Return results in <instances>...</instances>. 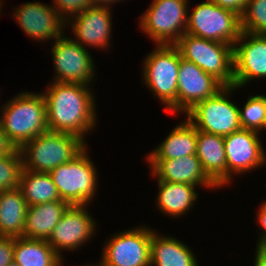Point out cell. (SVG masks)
<instances>
[{
  "label": "cell",
  "mask_w": 266,
  "mask_h": 266,
  "mask_svg": "<svg viewBox=\"0 0 266 266\" xmlns=\"http://www.w3.org/2000/svg\"><path fill=\"white\" fill-rule=\"evenodd\" d=\"M48 84L42 94L49 131L75 135L86 142V135L97 128L98 118L91 85L54 81Z\"/></svg>",
  "instance_id": "obj_1"
},
{
  "label": "cell",
  "mask_w": 266,
  "mask_h": 266,
  "mask_svg": "<svg viewBox=\"0 0 266 266\" xmlns=\"http://www.w3.org/2000/svg\"><path fill=\"white\" fill-rule=\"evenodd\" d=\"M1 108L0 125L17 148L49 131L42 92H20Z\"/></svg>",
  "instance_id": "obj_2"
},
{
  "label": "cell",
  "mask_w": 266,
  "mask_h": 266,
  "mask_svg": "<svg viewBox=\"0 0 266 266\" xmlns=\"http://www.w3.org/2000/svg\"><path fill=\"white\" fill-rule=\"evenodd\" d=\"M87 144L75 135L47 131L20 148L23 169L49 173L78 155Z\"/></svg>",
  "instance_id": "obj_3"
},
{
  "label": "cell",
  "mask_w": 266,
  "mask_h": 266,
  "mask_svg": "<svg viewBox=\"0 0 266 266\" xmlns=\"http://www.w3.org/2000/svg\"><path fill=\"white\" fill-rule=\"evenodd\" d=\"M143 61V83L165 105L166 112L176 115L179 50L175 45H156Z\"/></svg>",
  "instance_id": "obj_4"
},
{
  "label": "cell",
  "mask_w": 266,
  "mask_h": 266,
  "mask_svg": "<svg viewBox=\"0 0 266 266\" xmlns=\"http://www.w3.org/2000/svg\"><path fill=\"white\" fill-rule=\"evenodd\" d=\"M87 149L49 172L60 199L69 205L88 206L96 197L98 173Z\"/></svg>",
  "instance_id": "obj_5"
},
{
  "label": "cell",
  "mask_w": 266,
  "mask_h": 266,
  "mask_svg": "<svg viewBox=\"0 0 266 266\" xmlns=\"http://www.w3.org/2000/svg\"><path fill=\"white\" fill-rule=\"evenodd\" d=\"M181 58L193 62L223 86L234 85L233 45L185 33L174 44Z\"/></svg>",
  "instance_id": "obj_6"
},
{
  "label": "cell",
  "mask_w": 266,
  "mask_h": 266,
  "mask_svg": "<svg viewBox=\"0 0 266 266\" xmlns=\"http://www.w3.org/2000/svg\"><path fill=\"white\" fill-rule=\"evenodd\" d=\"M188 0H154L140 15L139 29L155 45H174L186 33Z\"/></svg>",
  "instance_id": "obj_7"
},
{
  "label": "cell",
  "mask_w": 266,
  "mask_h": 266,
  "mask_svg": "<svg viewBox=\"0 0 266 266\" xmlns=\"http://www.w3.org/2000/svg\"><path fill=\"white\" fill-rule=\"evenodd\" d=\"M236 86H224L215 95L197 103L186 113L187 119L199 131L226 136L242 129L239 107L231 101Z\"/></svg>",
  "instance_id": "obj_8"
},
{
  "label": "cell",
  "mask_w": 266,
  "mask_h": 266,
  "mask_svg": "<svg viewBox=\"0 0 266 266\" xmlns=\"http://www.w3.org/2000/svg\"><path fill=\"white\" fill-rule=\"evenodd\" d=\"M186 33L234 45L241 33V17L235 12L224 9L211 0L198 3L189 13ZM190 14V15H189Z\"/></svg>",
  "instance_id": "obj_9"
},
{
  "label": "cell",
  "mask_w": 266,
  "mask_h": 266,
  "mask_svg": "<svg viewBox=\"0 0 266 266\" xmlns=\"http://www.w3.org/2000/svg\"><path fill=\"white\" fill-rule=\"evenodd\" d=\"M155 229L140 225L115 233L102 247L101 266H150V242Z\"/></svg>",
  "instance_id": "obj_10"
},
{
  "label": "cell",
  "mask_w": 266,
  "mask_h": 266,
  "mask_svg": "<svg viewBox=\"0 0 266 266\" xmlns=\"http://www.w3.org/2000/svg\"><path fill=\"white\" fill-rule=\"evenodd\" d=\"M54 82L93 85L95 62L88 49L63 34L52 42ZM93 58V59H92Z\"/></svg>",
  "instance_id": "obj_11"
},
{
  "label": "cell",
  "mask_w": 266,
  "mask_h": 266,
  "mask_svg": "<svg viewBox=\"0 0 266 266\" xmlns=\"http://www.w3.org/2000/svg\"><path fill=\"white\" fill-rule=\"evenodd\" d=\"M87 208V205H70L49 236L48 244L61 258V252L82 249L97 232L96 220Z\"/></svg>",
  "instance_id": "obj_12"
},
{
  "label": "cell",
  "mask_w": 266,
  "mask_h": 266,
  "mask_svg": "<svg viewBox=\"0 0 266 266\" xmlns=\"http://www.w3.org/2000/svg\"><path fill=\"white\" fill-rule=\"evenodd\" d=\"M259 136L261 133L247 129L224 136L227 186L233 182L232 175H243L266 165V150Z\"/></svg>",
  "instance_id": "obj_13"
},
{
  "label": "cell",
  "mask_w": 266,
  "mask_h": 266,
  "mask_svg": "<svg viewBox=\"0 0 266 266\" xmlns=\"http://www.w3.org/2000/svg\"><path fill=\"white\" fill-rule=\"evenodd\" d=\"M13 10L16 24L35 41H55L65 33L66 21L51 4L27 2L17 5Z\"/></svg>",
  "instance_id": "obj_14"
},
{
  "label": "cell",
  "mask_w": 266,
  "mask_h": 266,
  "mask_svg": "<svg viewBox=\"0 0 266 266\" xmlns=\"http://www.w3.org/2000/svg\"><path fill=\"white\" fill-rule=\"evenodd\" d=\"M234 86L238 89L257 79L266 78V34L241 31L233 45Z\"/></svg>",
  "instance_id": "obj_15"
},
{
  "label": "cell",
  "mask_w": 266,
  "mask_h": 266,
  "mask_svg": "<svg viewBox=\"0 0 266 266\" xmlns=\"http://www.w3.org/2000/svg\"><path fill=\"white\" fill-rule=\"evenodd\" d=\"M224 86L193 62L181 58L177 83V115L186 114L197 103L212 97Z\"/></svg>",
  "instance_id": "obj_16"
},
{
  "label": "cell",
  "mask_w": 266,
  "mask_h": 266,
  "mask_svg": "<svg viewBox=\"0 0 266 266\" xmlns=\"http://www.w3.org/2000/svg\"><path fill=\"white\" fill-rule=\"evenodd\" d=\"M111 9L92 6L71 17L66 22V27L72 28L74 34L71 38L85 48L110 49L113 26Z\"/></svg>",
  "instance_id": "obj_17"
},
{
  "label": "cell",
  "mask_w": 266,
  "mask_h": 266,
  "mask_svg": "<svg viewBox=\"0 0 266 266\" xmlns=\"http://www.w3.org/2000/svg\"><path fill=\"white\" fill-rule=\"evenodd\" d=\"M148 163L151 176L156 177L157 180L203 186L206 189H219L203 171L196 155L169 160H148Z\"/></svg>",
  "instance_id": "obj_18"
},
{
  "label": "cell",
  "mask_w": 266,
  "mask_h": 266,
  "mask_svg": "<svg viewBox=\"0 0 266 266\" xmlns=\"http://www.w3.org/2000/svg\"><path fill=\"white\" fill-rule=\"evenodd\" d=\"M196 156L203 171L219 187L227 186V163L224 136L197 130Z\"/></svg>",
  "instance_id": "obj_19"
},
{
  "label": "cell",
  "mask_w": 266,
  "mask_h": 266,
  "mask_svg": "<svg viewBox=\"0 0 266 266\" xmlns=\"http://www.w3.org/2000/svg\"><path fill=\"white\" fill-rule=\"evenodd\" d=\"M154 231L150 242V266H199L195 253L184 242Z\"/></svg>",
  "instance_id": "obj_20"
},
{
  "label": "cell",
  "mask_w": 266,
  "mask_h": 266,
  "mask_svg": "<svg viewBox=\"0 0 266 266\" xmlns=\"http://www.w3.org/2000/svg\"><path fill=\"white\" fill-rule=\"evenodd\" d=\"M197 129L186 118L179 122L169 135L157 145L147 156V160L178 159L188 155H196Z\"/></svg>",
  "instance_id": "obj_21"
},
{
  "label": "cell",
  "mask_w": 266,
  "mask_h": 266,
  "mask_svg": "<svg viewBox=\"0 0 266 266\" xmlns=\"http://www.w3.org/2000/svg\"><path fill=\"white\" fill-rule=\"evenodd\" d=\"M69 206L63 200L28 206L22 237L48 240L54 227Z\"/></svg>",
  "instance_id": "obj_22"
},
{
  "label": "cell",
  "mask_w": 266,
  "mask_h": 266,
  "mask_svg": "<svg viewBox=\"0 0 266 266\" xmlns=\"http://www.w3.org/2000/svg\"><path fill=\"white\" fill-rule=\"evenodd\" d=\"M158 194L156 207L162 214L171 217H183L197 201V186L157 180Z\"/></svg>",
  "instance_id": "obj_23"
},
{
  "label": "cell",
  "mask_w": 266,
  "mask_h": 266,
  "mask_svg": "<svg viewBox=\"0 0 266 266\" xmlns=\"http://www.w3.org/2000/svg\"><path fill=\"white\" fill-rule=\"evenodd\" d=\"M27 207L19 188L0 193V236L22 237Z\"/></svg>",
  "instance_id": "obj_24"
},
{
  "label": "cell",
  "mask_w": 266,
  "mask_h": 266,
  "mask_svg": "<svg viewBox=\"0 0 266 266\" xmlns=\"http://www.w3.org/2000/svg\"><path fill=\"white\" fill-rule=\"evenodd\" d=\"M14 258L20 266H64L47 240L14 237Z\"/></svg>",
  "instance_id": "obj_25"
},
{
  "label": "cell",
  "mask_w": 266,
  "mask_h": 266,
  "mask_svg": "<svg viewBox=\"0 0 266 266\" xmlns=\"http://www.w3.org/2000/svg\"><path fill=\"white\" fill-rule=\"evenodd\" d=\"M19 189L26 200L27 206L61 200L49 173L22 169Z\"/></svg>",
  "instance_id": "obj_26"
},
{
  "label": "cell",
  "mask_w": 266,
  "mask_h": 266,
  "mask_svg": "<svg viewBox=\"0 0 266 266\" xmlns=\"http://www.w3.org/2000/svg\"><path fill=\"white\" fill-rule=\"evenodd\" d=\"M247 100L239 107L241 127L262 133L266 129V95H250Z\"/></svg>",
  "instance_id": "obj_27"
},
{
  "label": "cell",
  "mask_w": 266,
  "mask_h": 266,
  "mask_svg": "<svg viewBox=\"0 0 266 266\" xmlns=\"http://www.w3.org/2000/svg\"><path fill=\"white\" fill-rule=\"evenodd\" d=\"M22 169L23 162L19 148L9 155L0 157V193L19 188Z\"/></svg>",
  "instance_id": "obj_28"
},
{
  "label": "cell",
  "mask_w": 266,
  "mask_h": 266,
  "mask_svg": "<svg viewBox=\"0 0 266 266\" xmlns=\"http://www.w3.org/2000/svg\"><path fill=\"white\" fill-rule=\"evenodd\" d=\"M241 31L266 34V0H248L241 16Z\"/></svg>",
  "instance_id": "obj_29"
},
{
  "label": "cell",
  "mask_w": 266,
  "mask_h": 266,
  "mask_svg": "<svg viewBox=\"0 0 266 266\" xmlns=\"http://www.w3.org/2000/svg\"><path fill=\"white\" fill-rule=\"evenodd\" d=\"M53 8L67 22L71 17L92 7V0H53Z\"/></svg>",
  "instance_id": "obj_30"
},
{
  "label": "cell",
  "mask_w": 266,
  "mask_h": 266,
  "mask_svg": "<svg viewBox=\"0 0 266 266\" xmlns=\"http://www.w3.org/2000/svg\"><path fill=\"white\" fill-rule=\"evenodd\" d=\"M14 237L0 236V266H7L14 258Z\"/></svg>",
  "instance_id": "obj_31"
},
{
  "label": "cell",
  "mask_w": 266,
  "mask_h": 266,
  "mask_svg": "<svg viewBox=\"0 0 266 266\" xmlns=\"http://www.w3.org/2000/svg\"><path fill=\"white\" fill-rule=\"evenodd\" d=\"M256 222H258V227L261 230L257 240V247L260 248L266 242V200L261 203L256 215Z\"/></svg>",
  "instance_id": "obj_32"
},
{
  "label": "cell",
  "mask_w": 266,
  "mask_h": 266,
  "mask_svg": "<svg viewBox=\"0 0 266 266\" xmlns=\"http://www.w3.org/2000/svg\"><path fill=\"white\" fill-rule=\"evenodd\" d=\"M216 5L231 10L238 14L240 17L247 6L248 0H211Z\"/></svg>",
  "instance_id": "obj_33"
},
{
  "label": "cell",
  "mask_w": 266,
  "mask_h": 266,
  "mask_svg": "<svg viewBox=\"0 0 266 266\" xmlns=\"http://www.w3.org/2000/svg\"><path fill=\"white\" fill-rule=\"evenodd\" d=\"M18 148L14 145V143L9 139L8 135L3 131L0 125V157H4L13 153Z\"/></svg>",
  "instance_id": "obj_34"
},
{
  "label": "cell",
  "mask_w": 266,
  "mask_h": 266,
  "mask_svg": "<svg viewBox=\"0 0 266 266\" xmlns=\"http://www.w3.org/2000/svg\"><path fill=\"white\" fill-rule=\"evenodd\" d=\"M254 255V266H266V253L264 251L257 247Z\"/></svg>",
  "instance_id": "obj_35"
},
{
  "label": "cell",
  "mask_w": 266,
  "mask_h": 266,
  "mask_svg": "<svg viewBox=\"0 0 266 266\" xmlns=\"http://www.w3.org/2000/svg\"><path fill=\"white\" fill-rule=\"evenodd\" d=\"M123 0H92V6L112 8L111 5ZM111 6V7H110Z\"/></svg>",
  "instance_id": "obj_36"
},
{
  "label": "cell",
  "mask_w": 266,
  "mask_h": 266,
  "mask_svg": "<svg viewBox=\"0 0 266 266\" xmlns=\"http://www.w3.org/2000/svg\"><path fill=\"white\" fill-rule=\"evenodd\" d=\"M260 249L266 253V242L260 247Z\"/></svg>",
  "instance_id": "obj_37"
},
{
  "label": "cell",
  "mask_w": 266,
  "mask_h": 266,
  "mask_svg": "<svg viewBox=\"0 0 266 266\" xmlns=\"http://www.w3.org/2000/svg\"><path fill=\"white\" fill-rule=\"evenodd\" d=\"M7 266H20V265H18L14 260L10 263V264H8Z\"/></svg>",
  "instance_id": "obj_38"
},
{
  "label": "cell",
  "mask_w": 266,
  "mask_h": 266,
  "mask_svg": "<svg viewBox=\"0 0 266 266\" xmlns=\"http://www.w3.org/2000/svg\"><path fill=\"white\" fill-rule=\"evenodd\" d=\"M83 266H84V265H83ZM85 266H101V265H100L99 263H97V264H95V265H94V264H92V265H91V264H88V265H85Z\"/></svg>",
  "instance_id": "obj_39"
},
{
  "label": "cell",
  "mask_w": 266,
  "mask_h": 266,
  "mask_svg": "<svg viewBox=\"0 0 266 266\" xmlns=\"http://www.w3.org/2000/svg\"><path fill=\"white\" fill-rule=\"evenodd\" d=\"M2 5H3V1L0 0V13H1L2 8H3V7H1Z\"/></svg>",
  "instance_id": "obj_40"
}]
</instances>
